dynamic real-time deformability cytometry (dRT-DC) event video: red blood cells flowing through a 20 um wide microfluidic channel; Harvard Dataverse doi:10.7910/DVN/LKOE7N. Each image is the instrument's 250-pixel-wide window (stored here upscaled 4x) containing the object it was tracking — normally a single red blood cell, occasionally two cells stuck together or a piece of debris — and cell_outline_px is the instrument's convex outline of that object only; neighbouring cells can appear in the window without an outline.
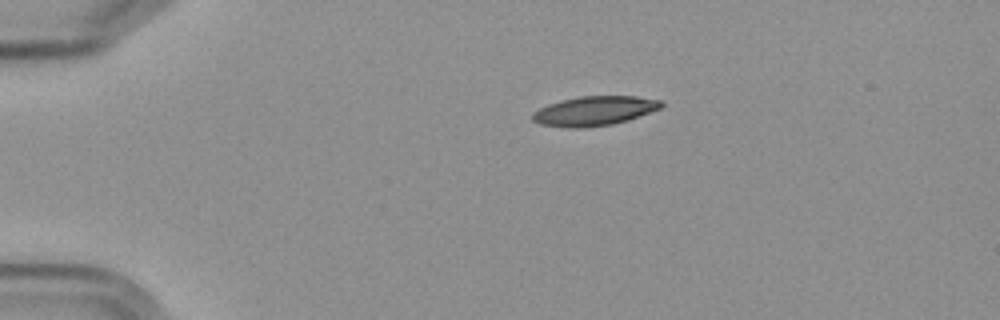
{"species": "Egyptian fruit bat (a non-hibernating species)", "species_latin": "Rousettus aegyptiacus", "temperature_condition": "cold", "stored_images_in_passage": 7, "camera_frame_rate_fps": 3000, "um_per_image_px": 0.085, "frame": {"image": 1, "passage_image": 1, "time_ms": 0.0, "image_size_px": [1000, 320], "cell_outline_px": [[664, 104], [660, 108], [628, 120], [612, 124], [580, 128], [572, 128], [540, 124], [532, 120], [532, 112], [548, 104], [560, 100], [580, 96], [636, 96], [660, 100]], "centroid_in_image_um": [50.49, 9.42], "position_along_channel_um": 34.5, "area_um2": 21.96}}
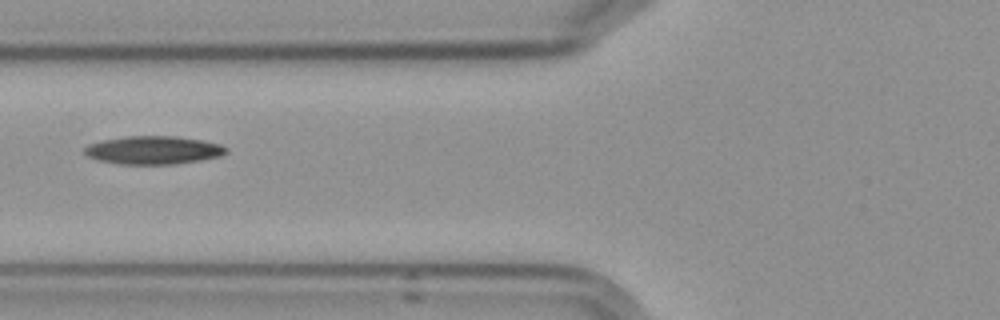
{"frame": {"image": 2, "passage_image": 4, "time_ms": 3.667, "image_size_px": [1000, 320], "cell_outline_px": [[228, 152], [224, 156], [176, 164], [120, 164], [96, 160], [88, 156], [84, 152], [84, 148], [88, 144], [100, 140], [124, 136], [176, 136], [204, 140], [220, 144], [228, 148]], "centroid_in_image_um": [13.06, 12.76], "position_along_channel_um": 112.7, "area_um2": 23.64}}
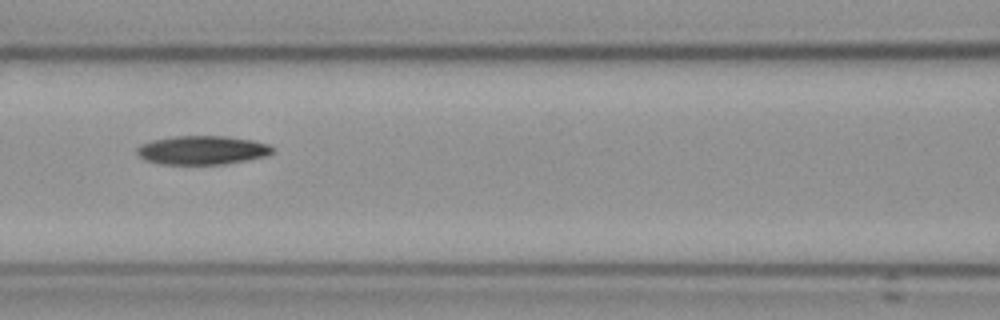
{"frame": {"image": 3, "passage_image": 5, "time_ms": 4.667, "image_size_px": [1000, 320], "cell_outline_px": [[272, 152], [268, 156], [224, 164], [160, 164], [144, 160], [136, 152], [136, 148], [140, 144], [152, 140], [176, 136], [224, 136], [252, 140], [268, 144], [272, 148]], "centroid_in_image_um": [17.16, 12.76], "position_along_channel_um": 149.4, "area_um2": 22.72}}